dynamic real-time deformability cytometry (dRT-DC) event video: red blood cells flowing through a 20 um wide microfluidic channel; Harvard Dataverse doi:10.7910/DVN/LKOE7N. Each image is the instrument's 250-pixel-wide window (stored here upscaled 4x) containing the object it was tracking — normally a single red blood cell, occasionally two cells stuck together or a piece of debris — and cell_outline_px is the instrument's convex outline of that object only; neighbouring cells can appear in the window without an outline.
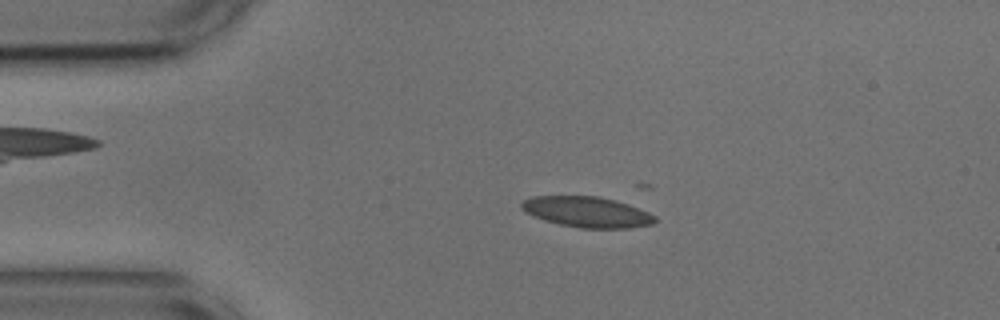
{"species": "common noctule bat (a hibernating species)", "species_latin": "Nyctalus noctula", "temperature_condition": "cold", "stored_images_in_passage": 15, "camera_frame_rate_fps": 3000, "um_per_image_px": 0.085, "animal": {"sex": "male", "body_mass_g": 17.9, "forearm_length_mm": 54.2}, "frame": {"image": 1, "passage_image": 10, "time_ms": 3.0, "image_size_px": [1000, 320], "cell_outline_px": [[656, 220], [652, 224], [628, 228], [580, 228], [560, 224], [544, 220], [520, 208], [520, 204], [524, 200], [532, 196], [600, 196], [616, 200], [628, 204], [648, 212], [656, 216]], "centroid_in_image_um": [49.91, 18.01], "position_along_channel_um": 35.1, "area_um2": 23.7}}